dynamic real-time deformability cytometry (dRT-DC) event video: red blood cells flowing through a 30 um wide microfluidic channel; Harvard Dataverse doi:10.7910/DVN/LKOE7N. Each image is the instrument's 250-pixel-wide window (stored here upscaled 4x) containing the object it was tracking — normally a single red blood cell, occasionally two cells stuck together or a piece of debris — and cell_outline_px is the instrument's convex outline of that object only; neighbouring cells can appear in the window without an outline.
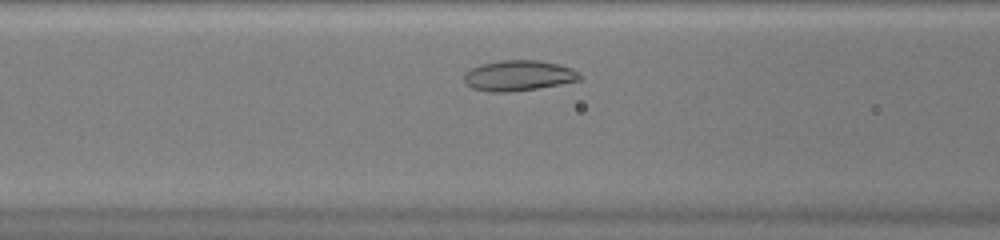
{"species": "common noctule bat (a hibernating species)", "species_latin": "Nyctalus noctula", "temperature_condition": "warm", "stored_images_in_passage": 28, "camera_frame_rate_fps": 3000, "um_per_image_px": 0.085, "animal": {"sex": "female", "body_mass_g": 20.0, "forearm_length_mm": 54.0}, "frame": {"image": 1, "passage_image": 7, "time_ms": 2.0, "image_size_px": [1000, 240], "cell_outline_px": [[580, 80], [560, 84], [536, 88], [508, 92], [488, 92], [472, 88], [464, 80], [464, 72], [472, 68], [484, 64], [500, 60], [536, 60], [556, 64], [572, 68], [580, 72]], "centroid_in_image_um": [44.07, 6.43], "position_along_channel_um": 122.5, "area_um2": 20.35}}
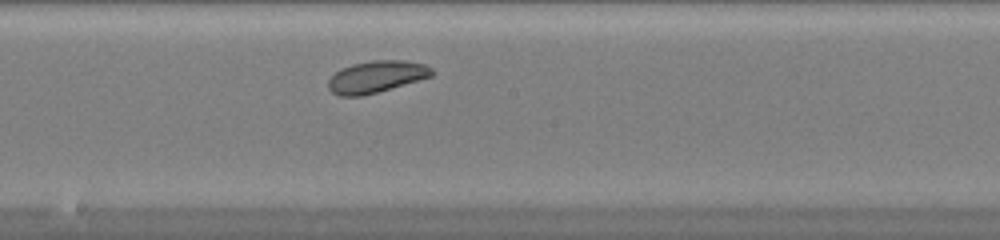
{"frame": {"image": 2, "passage_image": 14, "time_ms": 4.333, "image_size_px": [1000, 240], "cell_outline_px": [[436, 72], [432, 76], [420, 80], [376, 92], [360, 96], [340, 96], [332, 92], [328, 88], [328, 80], [336, 72], [352, 64], [376, 60], [400, 60], [424, 64], [432, 68]], "centroid_in_image_um": [32.01, 6.52], "position_along_channel_um": 216.2, "area_um2": 19.02}}
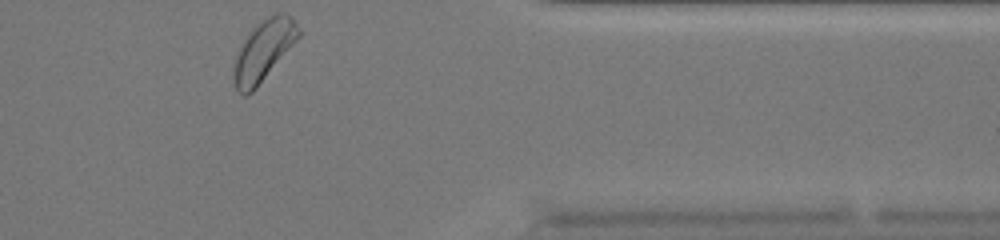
{"frame": {"image": 3, "passage_image": 28, "time_ms": 9.0, "image_size_px": [1000, 240], "cell_outline_px": [[300, 36], [256, 88], [252, 92], [244, 96], [236, 88], [232, 76], [232, 72], [236, 56], [244, 40], [252, 28], [256, 24], [268, 16], [276, 12], [280, 12], [288, 16], [300, 28]], "centroid_in_image_um": [22.38, 4.3], "position_along_channel_um": 389.0, "area_um2": 22.48}, "authors_computed_cell_mechanics": {"area_um2": 19.4786, "velocity_mm_per_s": 4.0332, "shape_relaxation_time_tau1_ms": 4.0955, "shape_relaxation_time_tau2_ms": null, "deformation_change_tau1": 0.0753, "deformation_change_tau2": null}}